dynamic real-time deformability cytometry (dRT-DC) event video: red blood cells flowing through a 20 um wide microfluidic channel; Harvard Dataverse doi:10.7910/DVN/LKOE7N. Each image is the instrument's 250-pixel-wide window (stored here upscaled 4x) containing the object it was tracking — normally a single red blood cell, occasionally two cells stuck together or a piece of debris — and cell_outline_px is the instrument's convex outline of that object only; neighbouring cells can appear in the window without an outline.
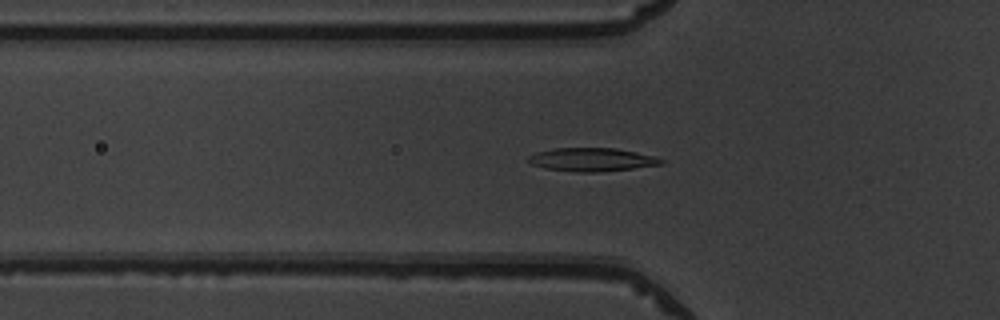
{"species": "common noctule bat (a hibernating species)", "species_latin": "Nyctalus noctula", "temperature_condition": "warm", "stored_images_in_passage": 40, "camera_frame_rate_fps": 3000, "um_per_image_px": 0.085, "animal": {"sex": "male", "body_mass_g": 19.5, "forearm_length_mm": 54.6}, "frame": {"image": 1, "passage_image": 6, "time_ms": 1.667, "image_size_px": [1000, 320], "cell_outline_px": [[664, 164], [632, 168], [596, 172], [580, 172], [544, 168], [532, 164], [528, 160], [528, 156], [536, 152], [556, 148], [616, 148], [636, 152], [652, 156], [664, 160]], "centroid_in_image_um": [50.3, 13.56], "position_along_channel_um": 75.5, "area_um2": 17.86}}
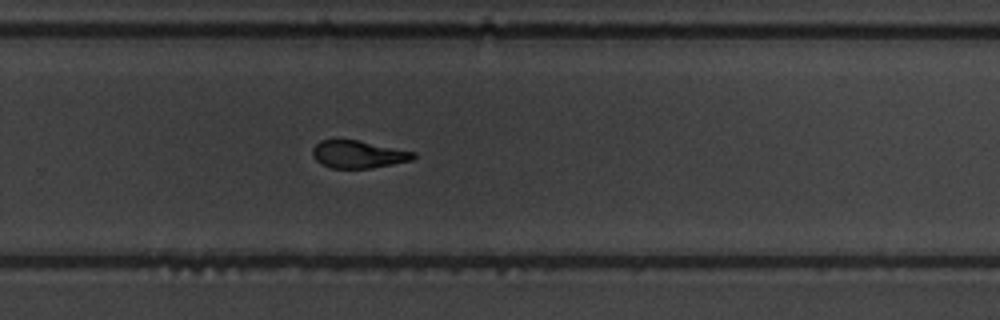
{"frame": {"image": 2, "passage_image": 23, "time_ms": 7.333, "image_size_px": [1000, 320], "cell_outline_px": [[416, 156], [412, 160], [372, 168], [332, 168], [316, 160], [312, 156], [312, 148], [320, 140], [356, 140], [416, 152]], "centroid_in_image_um": [30.45, 13.12], "position_along_channel_um": 299.3, "area_um2": 16.01}}
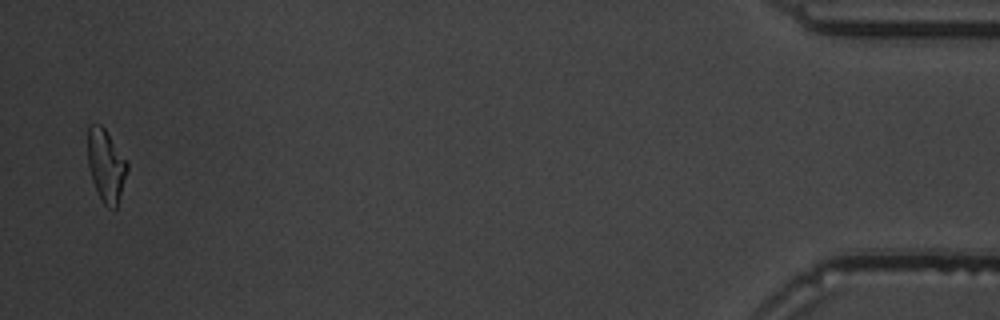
{"frame": {"image": 3, "passage_image": 39, "time_ms": 12.667, "image_size_px": [1000, 320], "cell_outline_px": [[128, 168], [116, 208], [112, 208], [104, 204], [92, 180], [88, 164], [88, 124], [100, 124], [104, 128], [128, 160]], "centroid_in_image_um": [9.02, 14.02], "position_along_channel_um": 426.2, "area_um2": 16.47}, "authors_computed_cell_mechanics": {"area_um2": 16.9932, "velocity_mm_per_s": 3.9521, "shape_relaxation_time_tau1_ms": 4.1896, "shape_relaxation_time_tau2_ms": 3.8956, "deformation_change_tau1": 0.1694, "deformation_change_tau2": 0.13}}